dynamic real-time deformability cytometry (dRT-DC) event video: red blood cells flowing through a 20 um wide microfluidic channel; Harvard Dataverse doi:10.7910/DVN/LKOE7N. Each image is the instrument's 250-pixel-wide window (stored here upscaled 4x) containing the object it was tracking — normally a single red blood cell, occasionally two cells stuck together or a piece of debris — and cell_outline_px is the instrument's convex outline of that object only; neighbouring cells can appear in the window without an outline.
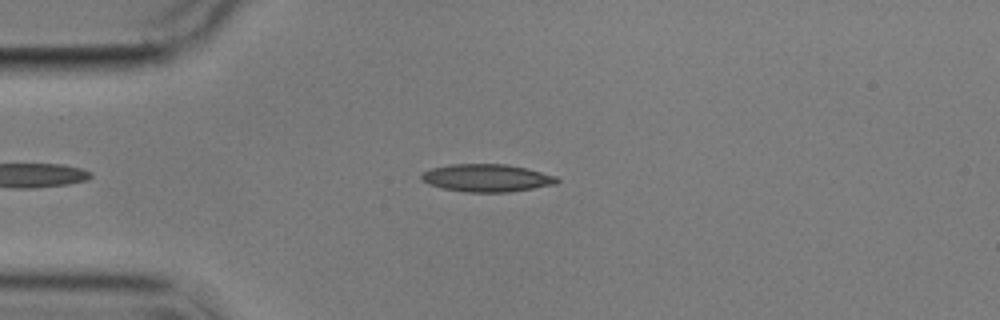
{"species": "common noctule bat (a hibernating species)", "species_latin": "Nyctalus noctula", "temperature_condition": "cold", "stored_images_in_passage": 4, "camera_frame_rate_fps": 3000, "um_per_image_px": 0.085, "animal": {"sex": "male", "body_mass_g": 17.9}, "frame": {"image": 1, "passage_image": 2, "time_ms": 1.0, "image_size_px": [1000, 320], "cell_outline_px": [[560, 180], [556, 184], [512, 192], [468, 192], [444, 188], [428, 184], [420, 180], [420, 176], [424, 172], [432, 168], [448, 164], [504, 164], [528, 168], [556, 176]], "centroid_in_image_um": [41.39, 15.12], "position_along_channel_um": 43.6, "area_um2": 21.91}}
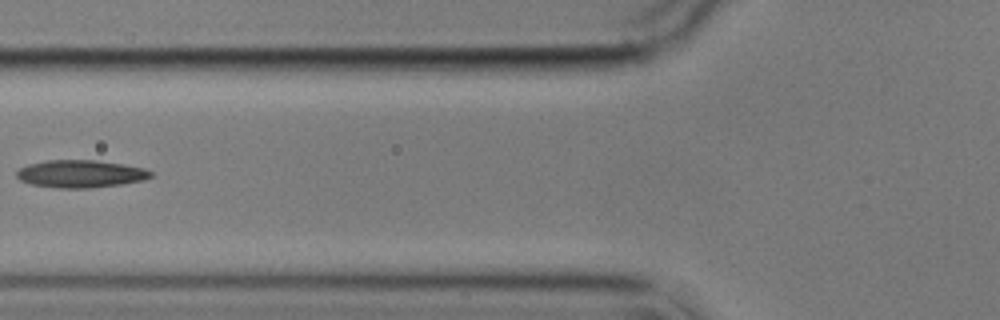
{"frame": {"image": 2, "passage_image": 4, "time_ms": 3.667, "image_size_px": [1000, 320], "cell_outline_px": [[152, 176], [144, 180], [120, 184], [88, 188], [60, 188], [32, 184], [20, 180], [16, 176], [16, 172], [20, 168], [28, 164], [48, 160], [96, 160], [124, 164], [144, 168], [152, 172]], "centroid_in_image_um": [6.85, 14.77], "position_along_channel_um": 118.9, "area_um2": 21.44}}